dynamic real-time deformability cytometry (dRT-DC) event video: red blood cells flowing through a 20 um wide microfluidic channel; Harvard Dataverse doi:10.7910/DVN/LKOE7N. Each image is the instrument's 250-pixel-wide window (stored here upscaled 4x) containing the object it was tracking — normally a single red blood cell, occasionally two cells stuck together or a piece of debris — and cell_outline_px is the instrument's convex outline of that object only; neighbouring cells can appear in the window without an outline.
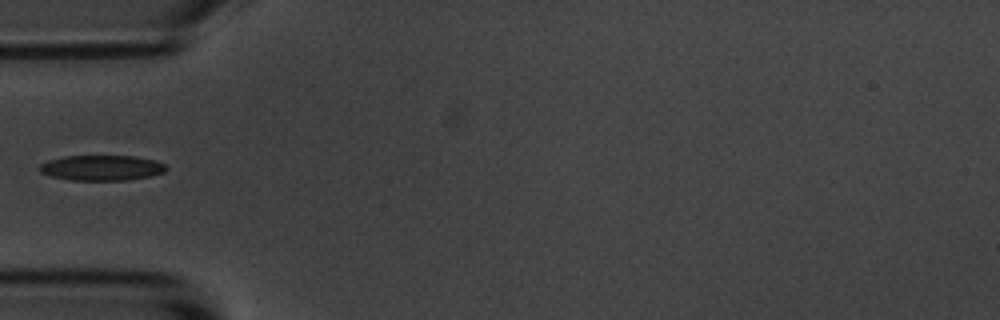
{"species": "common noctule bat (a hibernating species)", "species_latin": "Nyctalus noctula", "temperature_condition": "room temperature", "stored_images_in_passage": 6, "camera_frame_rate_fps": 3000, "um_per_image_px": 0.085, "animal": {"sex": "male", "body_mass_g": 20.1, "forearm_length_mm": 53.5}, "frame": {"image": 1, "passage_image": 5, "time_ms": 5.667, "image_size_px": [1000, 320], "cell_outline_px": [[168, 168], [164, 172], [148, 176], [128, 180], [72, 180], [52, 176], [40, 172], [40, 164], [48, 160], [64, 156], [136, 156], [156, 160], [164, 164]], "centroid_in_image_um": [8.66, 14.26], "position_along_channel_um": 76.3, "area_um2": 18.61}}